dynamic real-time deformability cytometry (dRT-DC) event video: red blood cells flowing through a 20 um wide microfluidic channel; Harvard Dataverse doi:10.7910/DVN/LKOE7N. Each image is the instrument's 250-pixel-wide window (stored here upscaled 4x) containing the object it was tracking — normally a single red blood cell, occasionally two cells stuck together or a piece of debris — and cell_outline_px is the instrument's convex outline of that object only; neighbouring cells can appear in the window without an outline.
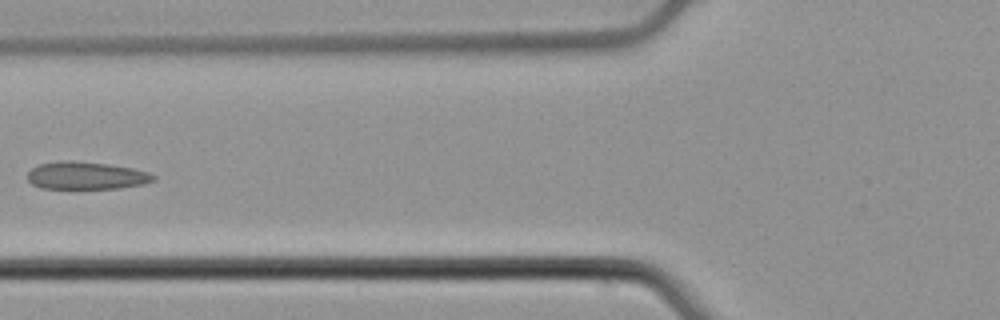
{"species": "common noctule bat (a hibernating species)", "species_latin": "Nyctalus noctula", "temperature_condition": "cold", "stored_images_in_passage": 5, "camera_frame_rate_fps": 3000, "um_per_image_px": 0.085, "animal": {"sex": "male", "body_mass_g": 21.5, "forearm_length_mm": 52.0}, "frame": {"image": 1, "passage_image": 5, "time_ms": 1.333, "image_size_px": [1000, 320], "cell_outline_px": [[156, 180], [144, 184], [120, 188], [40, 188], [32, 184], [28, 180], [28, 172], [32, 168], [40, 164], [64, 160], [108, 164], [132, 168], [148, 172], [156, 176]], "centroid_in_image_um": [7.35, 14.93], "position_along_channel_um": 118.5, "area_um2": 20.11}}